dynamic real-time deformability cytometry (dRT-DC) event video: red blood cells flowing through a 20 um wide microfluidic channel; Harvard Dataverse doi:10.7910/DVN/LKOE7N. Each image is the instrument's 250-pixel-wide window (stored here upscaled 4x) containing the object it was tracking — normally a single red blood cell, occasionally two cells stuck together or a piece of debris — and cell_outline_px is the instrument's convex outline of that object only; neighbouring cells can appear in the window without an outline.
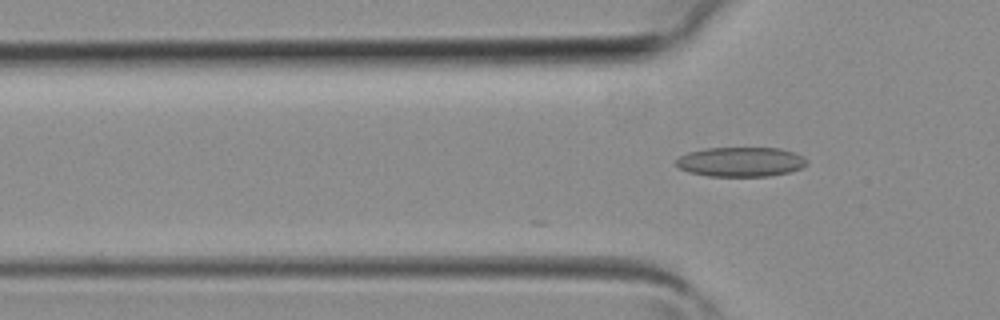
{"species": "common noctule bat (a hibernating species)", "species_latin": "Nyctalus noctula", "temperature_condition": "room temperature", "stored_images_in_passage": 4, "camera_frame_rate_fps": 3000, "um_per_image_px": 0.085, "animal": {"sex": "female", "body_mass_g": 19.3, "forearm_length_mm": 54.1}, "frame": {"image": 1, "passage_image": 4, "time_ms": 1.0, "image_size_px": [1000, 320], "cell_outline_px": [[808, 164], [800, 168], [788, 172], [768, 176], [708, 176], [688, 172], [680, 168], [676, 164], [676, 160], [680, 156], [688, 152], [704, 148], [780, 148], [804, 156], [808, 160]], "centroid_in_image_um": [62.96, 13.75], "position_along_channel_um": 62.8, "area_um2": 22.54}}